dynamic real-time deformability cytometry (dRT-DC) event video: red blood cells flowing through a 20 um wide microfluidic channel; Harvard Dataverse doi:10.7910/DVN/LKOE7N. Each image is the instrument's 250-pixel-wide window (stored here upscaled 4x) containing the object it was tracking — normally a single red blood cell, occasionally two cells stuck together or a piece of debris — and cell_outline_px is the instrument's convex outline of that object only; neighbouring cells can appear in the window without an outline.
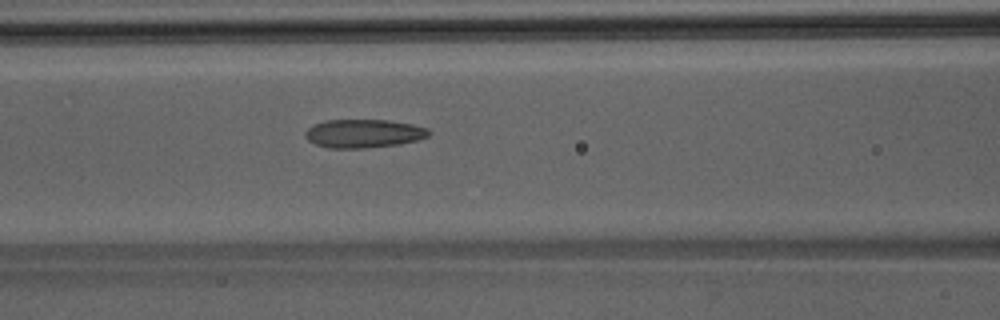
{"species": "Egyptian fruit bat (a non-hibernating species)", "species_latin": "Rousettus aegyptiacus", "temperature_condition": "room temperature", "stored_images_in_passage": 34, "camera_frame_rate_fps": 3000, "um_per_image_px": 0.085, "animal": {"sex": "male"}, "frame": {"image": 1, "passage_image": 6, "time_ms": 1.667, "image_size_px": [1000, 320], "cell_outline_px": [[432, 132], [428, 136], [416, 140], [400, 144], [364, 148], [328, 148], [316, 144], [308, 140], [304, 136], [304, 132], [308, 128], [324, 120], [388, 120], [412, 124], [428, 128]], "centroid_in_image_um": [30.91, 11.34], "position_along_channel_um": 135.7, "area_um2": 20.52}}
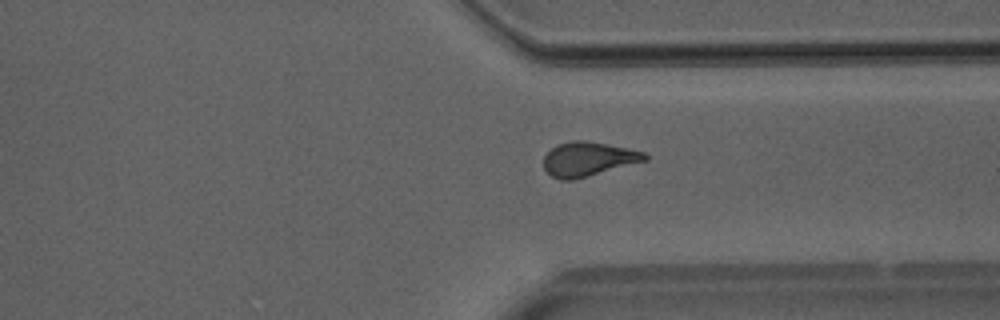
{"frame": {"image": 2, "passage_image": 22, "time_ms": 7.0, "image_size_px": [1000, 320], "cell_outline_px": [[648, 160], [588, 176], [572, 180], [560, 180], [552, 176], [544, 168], [544, 156], [556, 144], [572, 140], [580, 140], [604, 144], [644, 152], [648, 156]], "centroid_in_image_um": [49.97, 13.53], "position_along_channel_um": 361.4, "area_um2": 19.88}}
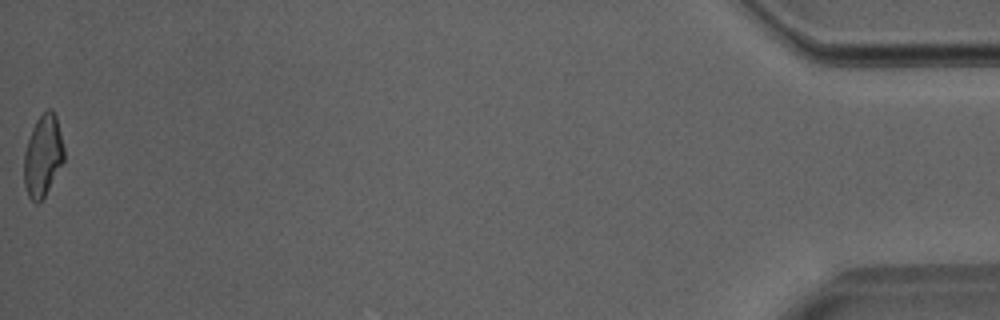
{"frame": {"image": 3, "passage_image": 34, "time_ms": 11.0, "image_size_px": [1000, 320], "cell_outline_px": [[64, 160], [44, 196], [36, 204], [28, 196], [24, 184], [24, 152], [32, 128], [36, 120], [48, 108], [52, 108], [56, 116], [64, 148]], "centroid_in_image_um": [3.64, 13.22], "position_along_channel_um": 431.6, "area_um2": 18.79}}